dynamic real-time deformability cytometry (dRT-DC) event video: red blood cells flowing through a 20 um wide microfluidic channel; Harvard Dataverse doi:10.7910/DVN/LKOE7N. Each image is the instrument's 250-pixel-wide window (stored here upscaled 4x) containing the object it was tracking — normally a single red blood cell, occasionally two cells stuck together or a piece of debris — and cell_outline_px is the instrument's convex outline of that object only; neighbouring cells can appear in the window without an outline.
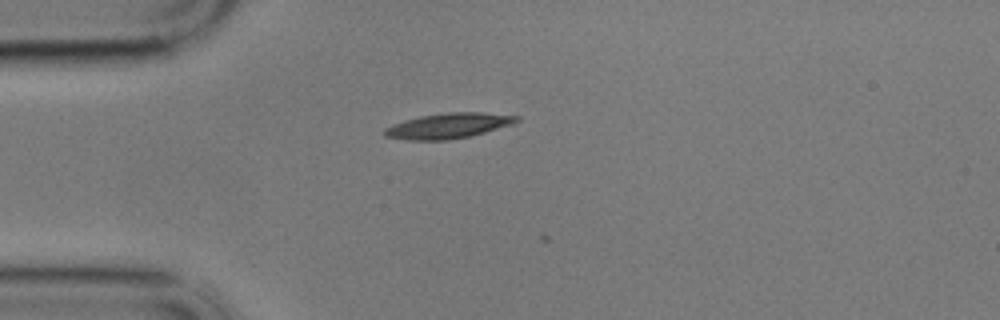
{"species": "common noctule bat (a hibernating species)", "species_latin": "Nyctalus noctula", "temperature_condition": "cold", "stored_images_in_passage": 5, "camera_frame_rate_fps": 3000, "um_per_image_px": 0.085, "animal": {"sex": "male", "body_mass_g": 17.9}, "frame": {"image": 1, "passage_image": 2, "time_ms": 0.333, "image_size_px": [1000, 320], "cell_outline_px": [[520, 120], [516, 124], [468, 136], [448, 140], [404, 140], [384, 136], [384, 128], [392, 124], [404, 120], [420, 116], [448, 112], [484, 112], [520, 116]], "centroid_in_image_um": [38.13, 10.68], "position_along_channel_um": 46.9, "area_um2": 19.65}}